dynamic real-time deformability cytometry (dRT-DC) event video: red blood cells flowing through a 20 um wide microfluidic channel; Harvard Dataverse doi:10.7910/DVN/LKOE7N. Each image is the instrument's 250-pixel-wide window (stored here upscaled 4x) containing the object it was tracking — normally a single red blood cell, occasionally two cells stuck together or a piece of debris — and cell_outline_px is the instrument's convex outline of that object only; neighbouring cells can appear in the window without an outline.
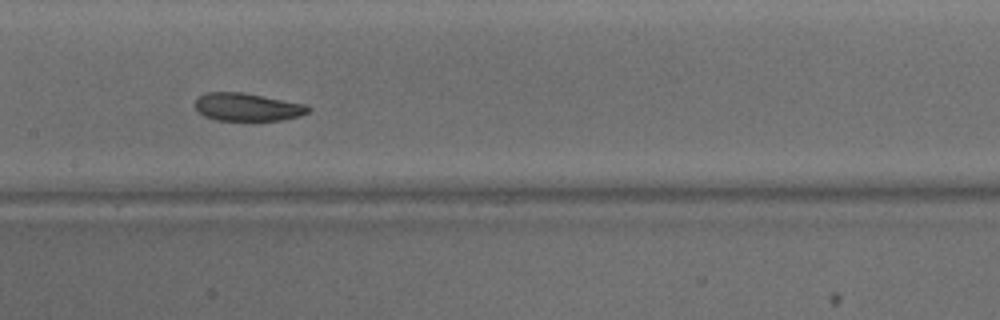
{"species": "common noctule bat (a hibernating species)", "species_latin": "Nyctalus noctula", "temperature_condition": "warm", "stored_images_in_passage": 36, "camera_frame_rate_fps": 3000, "um_per_image_px": 0.085, "animal": {"sex": "male", "body_mass_g": 15.6}, "frame": {"image": 1, "passage_image": 11, "time_ms": 3.333, "image_size_px": [1000, 320], "cell_outline_px": [[312, 108], [308, 112], [300, 116], [280, 120], [216, 120], [204, 116], [196, 108], [196, 100], [200, 96], [208, 92], [240, 92], [304, 104]], "centroid_in_image_um": [21.03, 9.1], "position_along_channel_um": 186.4, "area_um2": 18.03}}
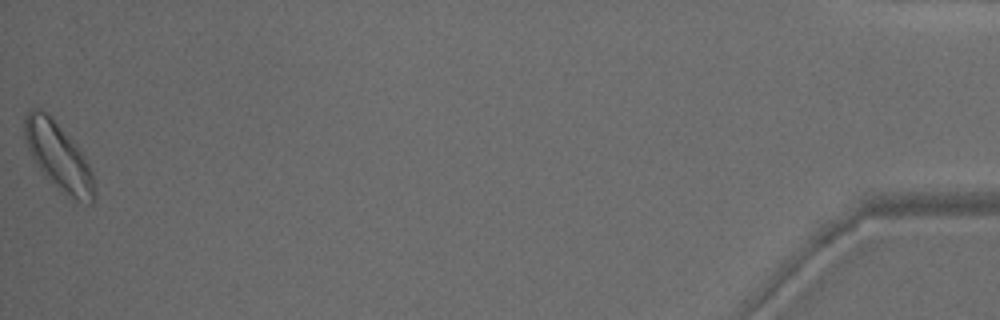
{"frame": {"image": 2, "passage_image": 36, "time_ms": 11.667, "image_size_px": [1000, 320], "cell_outline_px": [[96, 200], [92, 204], [88, 204], [76, 200], [60, 192], [44, 176], [32, 156], [24, 140], [24, 116], [28, 108], [40, 108], [52, 116], [80, 148], [92, 172], [96, 192]], "centroid_in_image_um": [4.98, 13.29], "position_along_channel_um": 430.2, "area_um2": 27.98}, "authors_computed_cell_mechanics": {"area_um2": 19.7387, "velocity_mm_per_s": 4.11, "shape_relaxation_time_tau1_ms": 3.6606, "shape_relaxation_time_tau2_ms": 2.2045, "deformation_change_tau1": 0.0876, "deformation_change_tau2": 0.0769}}